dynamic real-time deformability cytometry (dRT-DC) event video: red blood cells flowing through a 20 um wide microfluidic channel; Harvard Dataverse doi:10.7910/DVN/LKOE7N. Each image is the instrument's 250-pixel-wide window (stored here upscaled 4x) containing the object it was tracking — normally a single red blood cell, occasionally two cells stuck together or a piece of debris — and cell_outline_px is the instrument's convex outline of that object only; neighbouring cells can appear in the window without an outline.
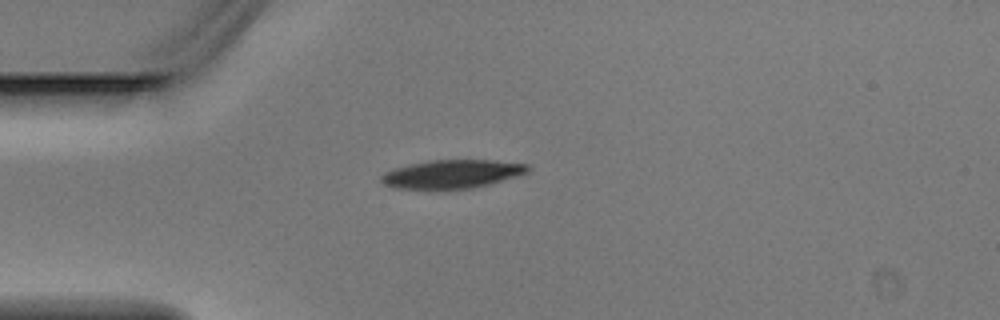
{"species": "Egyptian fruit bat (a non-hibernating species)", "species_latin": "Rousettus aegyptiacus", "temperature_condition": "warm", "stored_images_in_passage": 4, "camera_frame_rate_fps": 3000, "um_per_image_px": 0.085, "animal": {"sex": "male"}, "frame": {"image": 1, "passage_image": 4, "time_ms": 1.0, "image_size_px": [1000, 320], "cell_outline_px": [[532, 168], [528, 172], [488, 184], [468, 188], [392, 188], [384, 184], [380, 180], [380, 176], [384, 172], [392, 168], [428, 160], [492, 160], [528, 164]], "centroid_in_image_um": [38.38, 14.77], "position_along_channel_um": 46.6, "area_um2": 24.04}}